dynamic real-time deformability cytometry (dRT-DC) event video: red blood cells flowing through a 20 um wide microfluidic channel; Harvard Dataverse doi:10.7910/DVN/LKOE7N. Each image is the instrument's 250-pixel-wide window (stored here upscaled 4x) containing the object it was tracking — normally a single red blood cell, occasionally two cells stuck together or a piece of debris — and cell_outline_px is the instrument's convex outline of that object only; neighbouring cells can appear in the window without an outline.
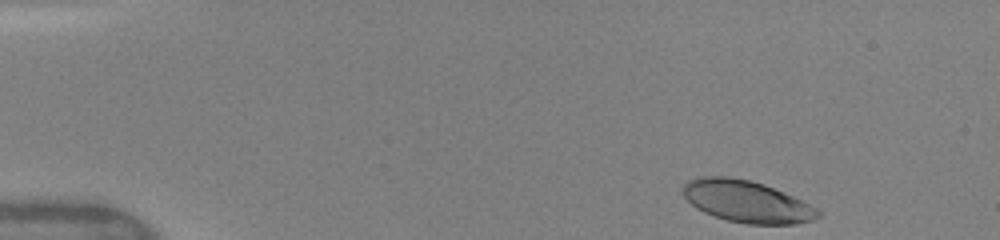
{"species": "human", "species_latin": "Homo sapiens", "temperature_condition": "warm", "stored_images_in_passage": 28, "camera_frame_rate_fps": 3000, "um_per_image_px": 0.085, "donor": {"sex": "female"}, "frame": {"image": 1, "passage_image": 1, "time_ms": 0.0, "image_size_px": [1000, 240], "cell_outline_px": [[820, 216], [812, 220], [796, 224], [748, 224], [728, 220], [704, 212], [696, 208], [680, 192], [684, 184], [688, 180], [700, 176], [728, 176], [748, 180], [764, 184], [792, 196], [816, 208], [820, 212]], "centroid_in_image_um": [63.43, 17.12], "position_along_channel_um": 21.6, "area_um2": 32.71}}
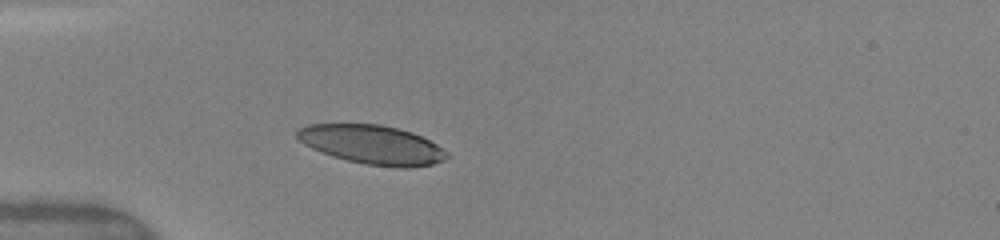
{"frame": {"image": 2, "passage_image": 14, "time_ms": 3.0, "image_size_px": [1000, 240], "cell_outline_px": [[452, 156], [444, 160], [432, 164], [412, 168], [400, 168], [364, 164], [332, 156], [312, 148], [304, 144], [296, 136], [296, 132], [300, 128], [308, 124], [380, 124], [412, 132], [436, 144], [448, 152]], "centroid_in_image_um": [31.66, 12.3], "position_along_channel_um": 53.3, "area_um2": 34.04}}
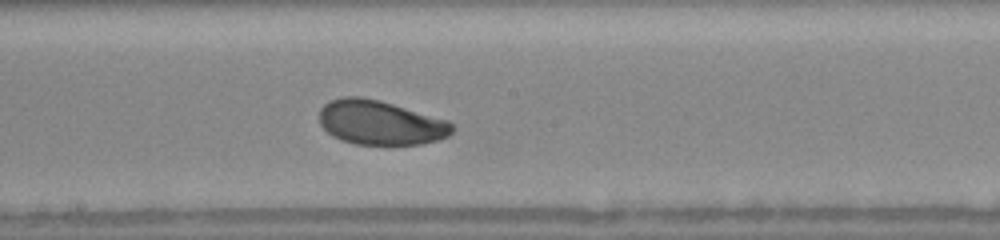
{"frame": {"image": 3, "passage_image": 28, "time_ms": 7.333, "image_size_px": [1000, 240], "cell_outline_px": [[452, 132], [448, 136], [440, 140], [420, 144], [356, 144], [340, 140], [332, 136], [320, 124], [320, 108], [328, 100], [344, 96], [360, 96], [380, 100], [448, 120], [452, 124]], "centroid_in_image_um": [32.31, 10.41], "position_along_channel_um": 215.9, "area_um2": 34.45}}